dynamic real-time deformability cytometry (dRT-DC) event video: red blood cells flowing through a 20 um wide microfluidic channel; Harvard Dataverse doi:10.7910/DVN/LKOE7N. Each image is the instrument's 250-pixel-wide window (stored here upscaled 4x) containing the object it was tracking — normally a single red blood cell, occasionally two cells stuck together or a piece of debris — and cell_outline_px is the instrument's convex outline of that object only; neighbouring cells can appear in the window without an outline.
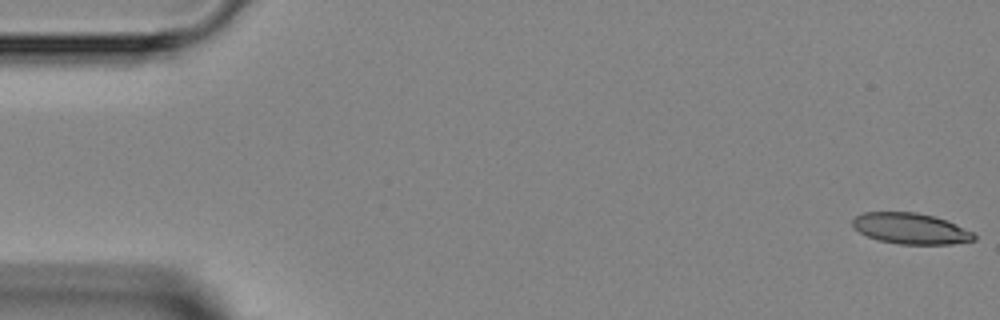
{"species": "Egyptian fruit bat (a non-hibernating species)", "species_latin": "Rousettus aegyptiacus", "temperature_condition": "room temperature", "stored_images_in_passage": 5, "camera_frame_rate_fps": 3000, "um_per_image_px": 0.085, "animal": {"sex": "female"}, "frame": {"image": 1, "passage_image": 1, "time_ms": 0.0, "image_size_px": [1000, 320], "cell_outline_px": [[976, 240], [952, 244], [900, 244], [876, 240], [852, 228], [852, 220], [856, 216], [864, 212], [916, 212], [936, 216], [956, 224], [972, 232], [976, 236]], "centroid_in_image_um": [77.4, 19.42], "position_along_channel_um": 7.6, "area_um2": 22.02}}